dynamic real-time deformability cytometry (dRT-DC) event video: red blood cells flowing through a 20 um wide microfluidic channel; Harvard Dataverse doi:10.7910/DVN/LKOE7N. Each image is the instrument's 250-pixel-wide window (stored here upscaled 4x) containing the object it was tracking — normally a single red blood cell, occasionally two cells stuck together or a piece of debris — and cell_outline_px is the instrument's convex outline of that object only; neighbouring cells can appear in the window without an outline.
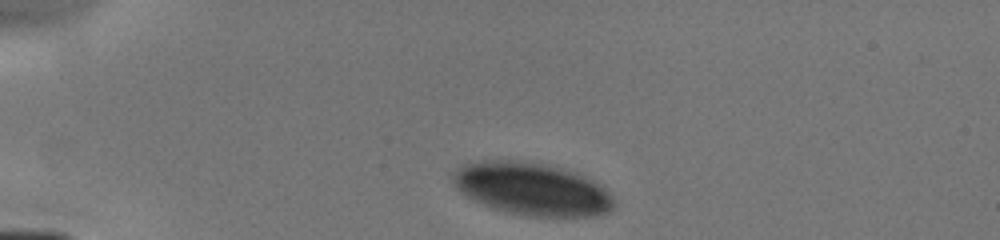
{"species": "human", "species_latin": "Homo sapiens", "temperature_condition": "cold", "stored_images_in_passage": 8, "camera_frame_rate_fps": 3000, "um_per_image_px": 0.085, "donor": {"sex": "male"}, "frame": {"image": 1, "passage_image": 1, "time_ms": 0.0, "image_size_px": [1000, 240], "cell_outline_px": [[616, 208], [608, 212], [588, 216], [528, 216], [504, 212], [492, 208], [460, 192], [456, 188], [452, 180], [452, 176], [464, 164], [488, 160], [508, 160], [540, 164], [560, 168], [576, 172], [600, 184], [616, 200]], "centroid_in_image_um": [45.26, 16.08], "position_along_channel_um": 39.7, "area_um2": 48.96}}
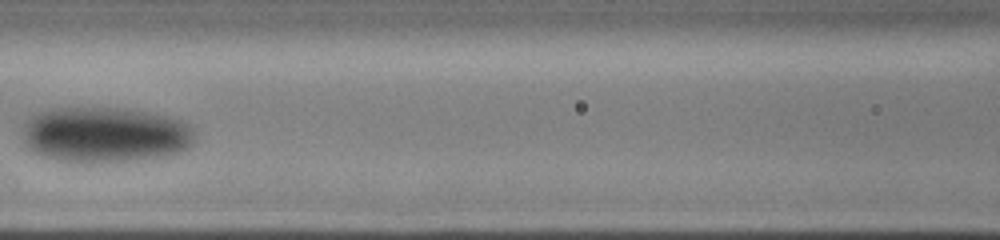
{"frame": {"image": 2, "passage_image": 5, "time_ms": 4.0, "image_size_px": [1000, 240], "cell_outline_px": [[196, 140], [188, 148], [180, 152], [164, 156], [136, 160], [56, 160], [40, 156], [32, 152], [24, 144], [24, 120], [28, 116], [36, 112], [52, 108], [124, 108], [148, 112], [168, 116], [180, 120], [188, 124], [196, 132]], "centroid_in_image_um": [8.92, 11.42], "position_along_channel_um": 157.7, "area_um2": 55.83}}
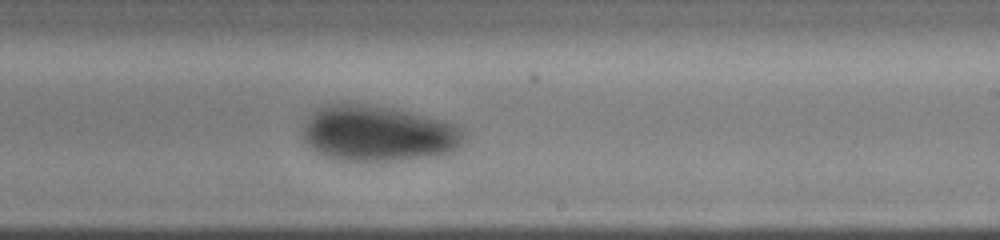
{"frame": {"image": 3, "passage_image": 8, "time_ms": 6.333, "image_size_px": [1000, 240], "cell_outline_px": [[464, 140], [452, 152], [444, 156], [400, 160], [336, 160], [324, 156], [316, 152], [304, 140], [304, 124], [312, 112], [316, 108], [340, 100], [368, 104], [392, 108], [444, 120], [456, 124], [464, 132]], "centroid_in_image_um": [32.14, 11.32], "position_along_channel_um": 256.9, "area_um2": 53.18}}